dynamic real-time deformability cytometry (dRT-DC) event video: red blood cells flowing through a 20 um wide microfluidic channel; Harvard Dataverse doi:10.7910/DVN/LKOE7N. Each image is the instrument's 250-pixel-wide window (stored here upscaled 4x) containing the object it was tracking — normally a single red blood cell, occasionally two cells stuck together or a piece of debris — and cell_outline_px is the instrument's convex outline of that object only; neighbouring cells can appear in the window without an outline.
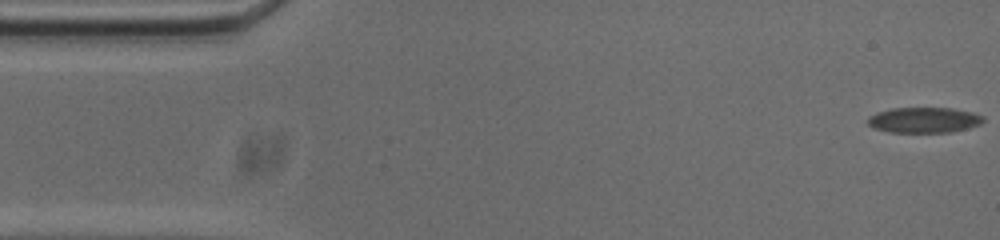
{"species": "common noctule bat (a hibernating species)", "species_latin": "Nyctalus noctula", "temperature_condition": "cold", "stored_images_in_passage": 56, "camera_frame_rate_fps": 3000, "um_per_image_px": 0.085, "animal": {"sex": "male", "body_mass_g": 20.0, "forearm_length_mm": 53.3}, "frame": {"image": 1, "passage_image": 1, "time_ms": 0.0, "image_size_px": [1000, 240], "cell_outline_px": [[984, 120], [980, 124], [968, 128], [952, 132], [892, 132], [876, 128], [868, 124], [868, 116], [876, 112], [892, 108], [952, 108], [972, 112], [984, 116]], "centroid_in_image_um": [78.56, 10.19], "position_along_channel_um": 6.4, "area_um2": 17.11}}
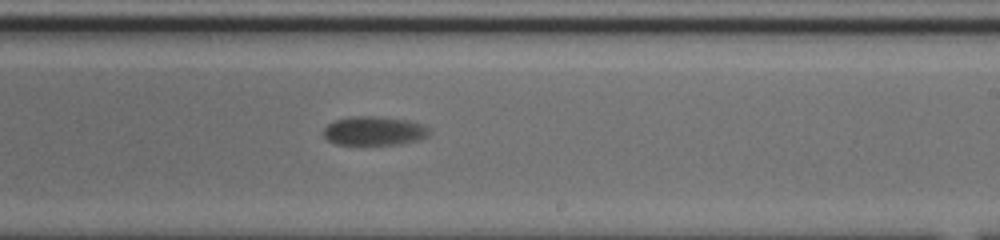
{"frame": {"image": 2, "passage_image": 32, "time_ms": 10.333, "image_size_px": [1000, 240], "cell_outline_px": [[428, 136], [416, 140], [400, 144], [336, 144], [328, 140], [324, 136], [324, 128], [332, 120], [348, 116], [376, 116], [408, 120], [420, 124], [428, 128]], "centroid_in_image_um": [31.75, 11.11], "position_along_channel_um": 257.3, "area_um2": 17.74}}
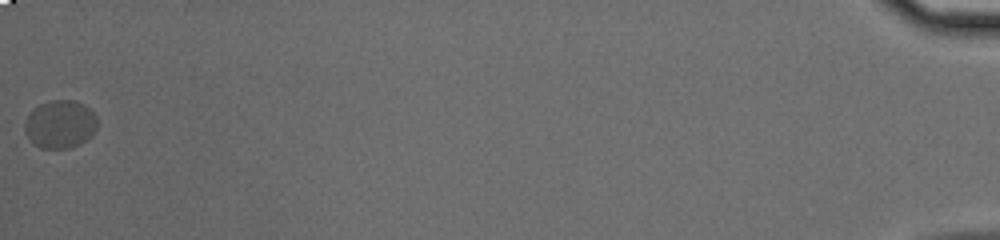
{"frame": {"image": 3, "passage_image": 56, "time_ms": 18.333, "image_size_px": [1000, 240], "cell_outline_px": [[96, 128], [92, 136], [68, 148], [40, 148], [32, 144], [24, 132], [24, 124], [28, 116], [40, 104], [52, 100], [72, 100], [84, 104], [96, 116]], "centroid_in_image_um": [5.09, 10.57], "position_along_channel_um": 430.1, "area_um2": 20.11}, "authors_computed_cell_mechanics": {"area_um2": 18.1203, "velocity_mm_per_s": 3.5876, "shape_relaxation_time_tau1_ms": 2.0847, "shape_relaxation_time_tau2_ms": null, "deformation_change_tau1": 0.0786, "deformation_change_tau2": null}}